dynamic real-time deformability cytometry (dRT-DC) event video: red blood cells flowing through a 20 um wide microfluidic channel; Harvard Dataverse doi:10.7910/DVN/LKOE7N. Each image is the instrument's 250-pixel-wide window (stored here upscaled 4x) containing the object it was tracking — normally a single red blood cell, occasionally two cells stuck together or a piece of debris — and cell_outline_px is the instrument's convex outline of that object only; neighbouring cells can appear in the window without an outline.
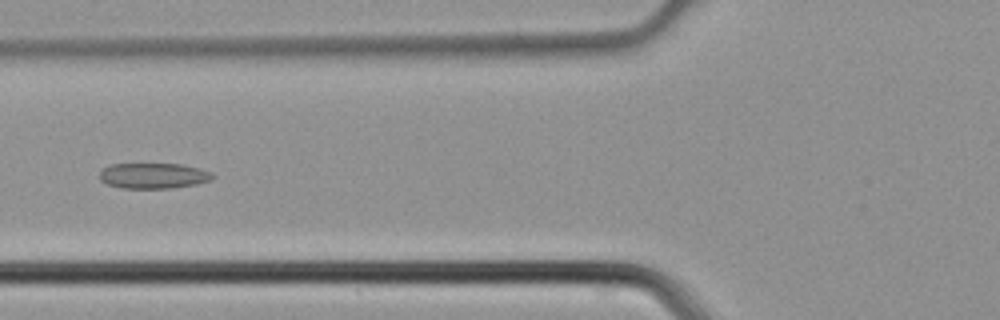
{"species": "common noctule bat (a hibernating species)", "species_latin": "Nyctalus noctula", "temperature_condition": "cold", "stored_images_in_passage": 17, "camera_frame_rate_fps": 3000, "um_per_image_px": 0.085, "animal": {"sex": "male", "body_mass_g": 21.5, "forearm_length_mm": 52.0}, "frame": {"image": 1, "passage_image": 4, "time_ms": 1.0, "image_size_px": [1000, 320], "cell_outline_px": [[216, 176], [212, 180], [196, 184], [172, 188], [120, 188], [108, 184], [100, 180], [100, 172], [108, 164], [184, 164], [200, 168], [212, 172]], "centroid_in_image_um": [13.08, 14.93], "position_along_channel_um": 112.7, "area_um2": 16.99}}
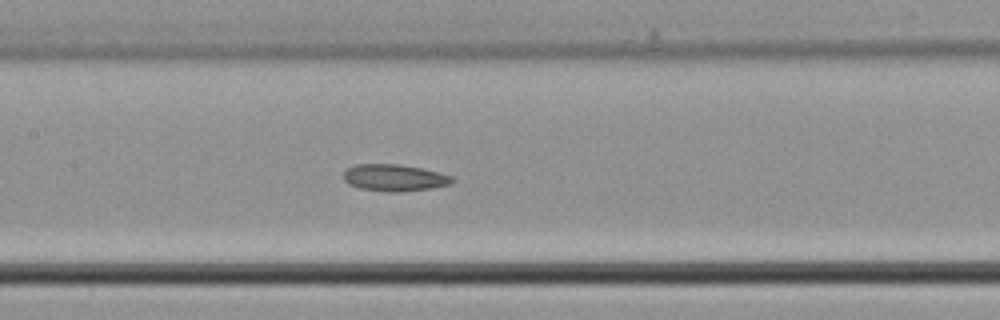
{"frame": {"image": 2, "passage_image": 8, "time_ms": 2.333, "image_size_px": [1000, 320], "cell_outline_px": [[456, 180], [452, 184], [432, 188], [400, 192], [384, 192], [360, 188], [348, 184], [344, 180], [344, 172], [348, 168], [356, 164], [400, 164], [424, 168], [452, 176]], "centroid_in_image_um": [33.56, 15.11], "position_along_channel_um": 173.8, "area_um2": 17.22}}
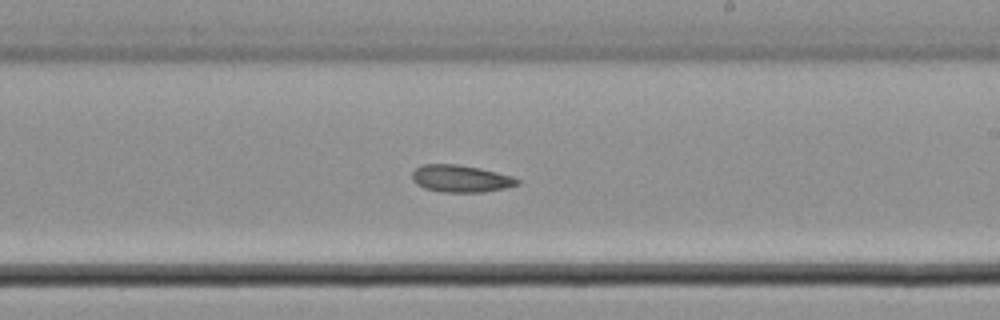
{"frame": {"image": 3, "passage_image": 13, "time_ms": 4.0, "image_size_px": [1000, 320], "cell_outline_px": [[520, 184], [504, 188], [484, 192], [440, 192], [424, 188], [416, 184], [412, 180], [412, 172], [416, 168], [424, 164], [456, 164], [480, 168], [512, 176], [520, 180]], "centroid_in_image_um": [39.15, 15.18], "position_along_channel_um": 249.9, "area_um2": 16.7}}